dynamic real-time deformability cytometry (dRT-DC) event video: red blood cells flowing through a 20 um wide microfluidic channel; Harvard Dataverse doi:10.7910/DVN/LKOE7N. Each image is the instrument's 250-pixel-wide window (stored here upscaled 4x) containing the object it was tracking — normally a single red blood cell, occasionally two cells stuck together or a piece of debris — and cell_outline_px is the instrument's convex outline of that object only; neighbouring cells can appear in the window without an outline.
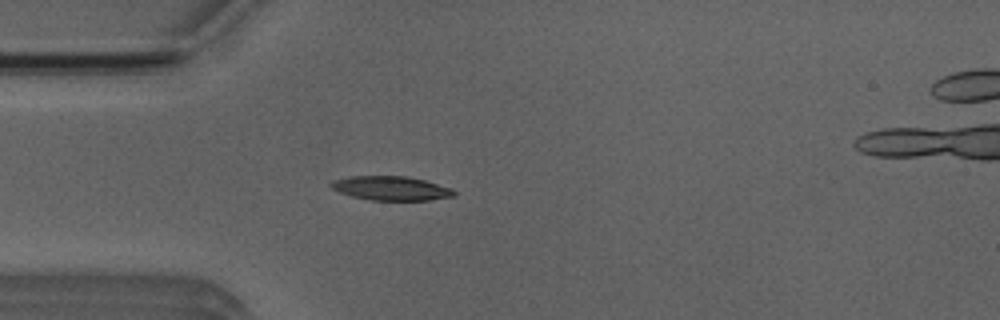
{"species": "Egyptian fruit bat (a non-hibernating species)", "species_latin": "Rousettus aegyptiacus", "temperature_condition": "room temperature", "stored_images_in_passage": 4, "camera_frame_rate_fps": 3000, "um_per_image_px": 0.085, "animal": {"sex": "male"}, "frame": {"image": 1, "passage_image": 3, "time_ms": 2.333, "image_size_px": [1000, 320], "cell_outline_px": [[456, 196], [428, 200], [368, 200], [352, 196], [340, 192], [332, 188], [328, 184], [332, 180], [352, 176], [408, 176], [424, 180], [452, 188], [456, 192]], "centroid_in_image_um": [33.24, 16.0], "position_along_channel_um": 51.8, "area_um2": 17.34}}